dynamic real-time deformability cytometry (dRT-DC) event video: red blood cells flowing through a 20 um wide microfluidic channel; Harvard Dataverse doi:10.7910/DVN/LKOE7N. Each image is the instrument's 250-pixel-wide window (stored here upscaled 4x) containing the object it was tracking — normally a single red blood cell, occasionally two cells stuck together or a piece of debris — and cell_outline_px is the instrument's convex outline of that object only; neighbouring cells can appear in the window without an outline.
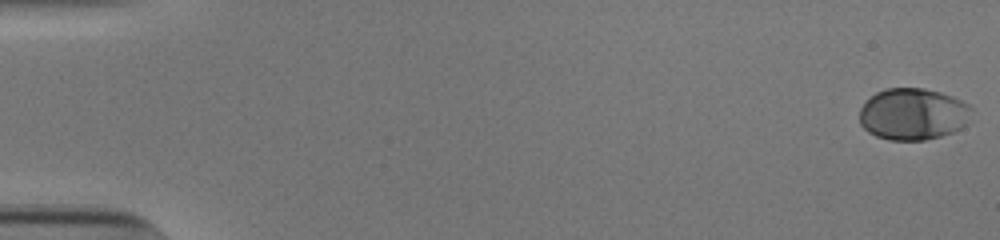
{"species": "human", "species_latin": "Homo sapiens", "temperature_condition": "cold", "stored_images_in_passage": 54, "camera_frame_rate_fps": 3000, "um_per_image_px": 0.085, "donor": {"sex": "male"}, "frame": {"image": 1, "passage_image": 1, "time_ms": 0.0, "image_size_px": [1000, 240], "cell_outline_px": [[972, 108], [968, 124], [952, 132], [940, 136], [924, 140], [888, 140], [876, 136], [868, 132], [860, 124], [860, 108], [864, 100], [876, 92], [884, 88], [924, 88], [940, 92], [952, 96], [968, 104]], "centroid_in_image_um": [77.58, 9.69], "position_along_channel_um": 7.4, "area_um2": 34.1}}
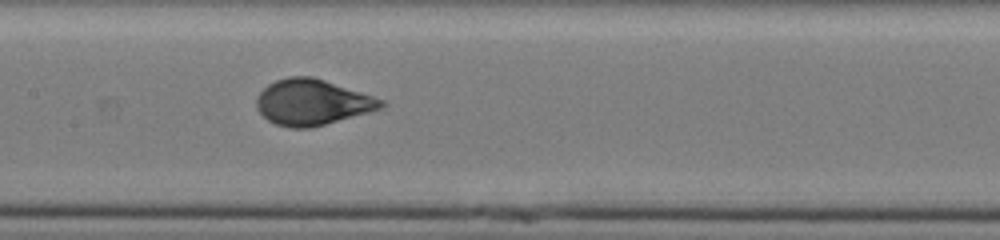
{"frame": {"image": 2, "passage_image": 28, "time_ms": 9.0, "image_size_px": [1000, 240], "cell_outline_px": [[388, 104], [384, 108], [324, 124], [308, 128], [292, 128], [276, 124], [268, 120], [256, 108], [256, 96], [268, 84], [276, 80], [288, 76], [312, 76], [384, 100]], "centroid_in_image_um": [26.53, 8.69], "position_along_channel_um": 180.9, "area_um2": 33.0}}
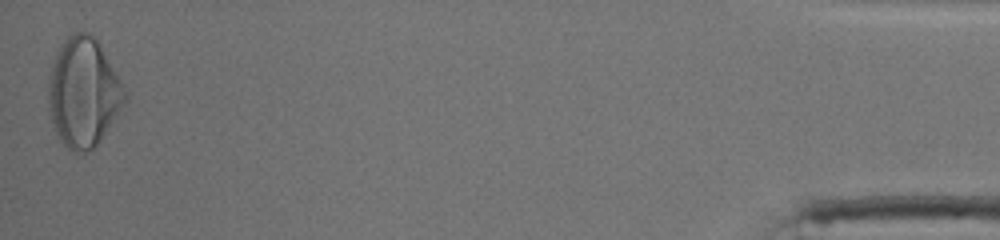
{"frame": {"image": 3, "passage_image": 54, "time_ms": 17.667, "image_size_px": [1000, 240], "cell_outline_px": [[128, 100], [100, 140], [92, 148], [84, 152], [72, 152], [60, 140], [56, 132], [48, 112], [48, 76], [56, 52], [60, 44], [68, 36], [76, 32], [88, 32], [100, 44], [128, 92]], "centroid_in_image_um": [7.09, 7.85], "position_along_channel_um": 428.1, "area_um2": 48.9}, "authors_computed_cell_mechanics": {"area_um2": 33.7841, "velocity_mm_per_s": 3.8436, "shape_relaxation_time_tau1_ms": 3.5094, "shape_relaxation_time_tau2_ms": null, "deformation_change_tau1": 0.183, "deformation_change_tau2": null}}